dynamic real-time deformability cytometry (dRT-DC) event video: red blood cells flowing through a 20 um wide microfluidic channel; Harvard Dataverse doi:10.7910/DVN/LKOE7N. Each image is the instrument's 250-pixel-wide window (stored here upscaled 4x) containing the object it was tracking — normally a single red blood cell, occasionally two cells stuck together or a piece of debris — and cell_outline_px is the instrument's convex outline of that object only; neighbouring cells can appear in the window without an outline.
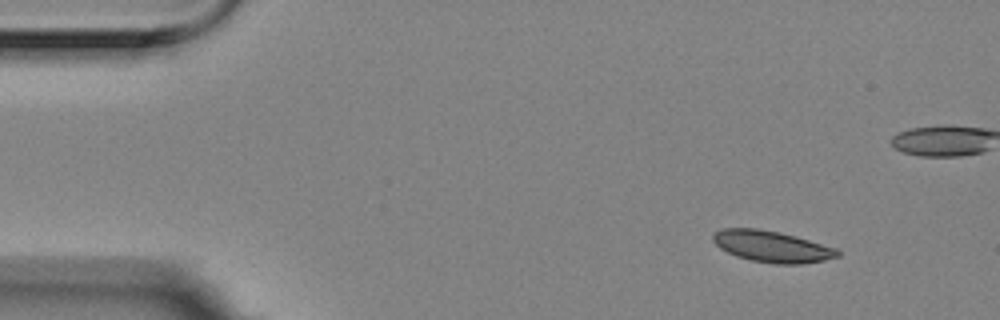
{"species": "Egyptian fruit bat (a non-hibernating species)", "species_latin": "Rousettus aegyptiacus", "temperature_condition": "room temperature", "stored_images_in_passage": 5, "camera_frame_rate_fps": 3000, "um_per_image_px": 0.085, "animal": {"sex": "female"}, "frame": {"image": 1, "passage_image": 1, "time_ms": 0.0, "image_size_px": [1000, 320], "cell_outline_px": [[840, 256], [824, 260], [800, 264], [776, 264], [752, 260], [736, 256], [720, 248], [712, 240], [712, 232], [724, 228], [756, 228], [796, 236], [836, 248], [840, 252]], "centroid_in_image_um": [65.59, 20.95], "position_along_channel_um": 19.4, "area_um2": 22.66}}